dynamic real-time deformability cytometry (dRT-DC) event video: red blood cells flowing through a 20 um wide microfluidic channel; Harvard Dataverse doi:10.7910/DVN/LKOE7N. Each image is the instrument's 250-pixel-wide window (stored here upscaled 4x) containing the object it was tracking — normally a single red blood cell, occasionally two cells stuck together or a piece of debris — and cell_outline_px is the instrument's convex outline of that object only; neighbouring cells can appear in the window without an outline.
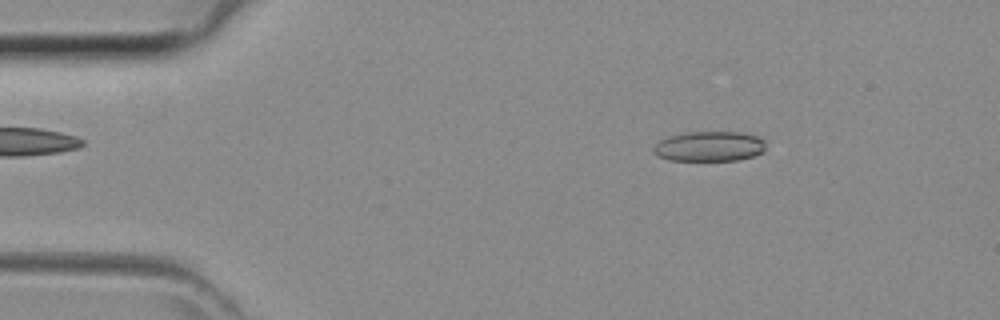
{"species": "common noctule bat (a hibernating species)", "species_latin": "Nyctalus noctula", "temperature_condition": "room temperature", "stored_images_in_passage": 42, "camera_frame_rate_fps": 3000, "um_per_image_px": 0.085, "animal": {"sex": "female", "body_mass_g": 29.2, "forearm_length_mm": 56.3}, "frame": {"image": 1, "passage_image": 6, "time_ms": 1.667, "image_size_px": [1000, 320], "cell_outline_px": [[764, 152], [756, 156], [736, 160], [668, 160], [652, 152], [652, 148], [660, 140], [668, 136], [688, 132], [740, 132], [756, 136], [764, 140]], "centroid_in_image_um": [60.3, 12.44], "position_along_channel_um": 24.7, "area_um2": 19.65}}
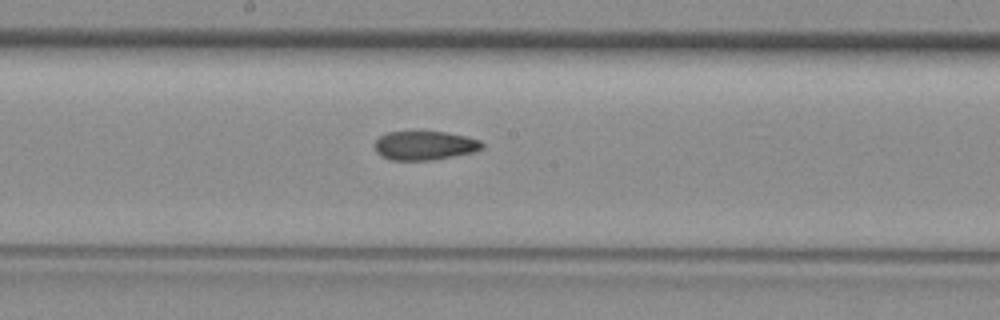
{"frame": {"image": 2, "passage_image": 22, "time_ms": 7.0, "image_size_px": [1000, 320], "cell_outline_px": [[484, 144], [480, 148], [472, 152], [432, 160], [388, 160], [380, 156], [376, 152], [376, 140], [380, 136], [388, 132], [444, 132], [464, 136], [480, 140]], "centroid_in_image_um": [36.05, 12.38], "position_along_channel_um": 212.1, "area_um2": 17.86}}
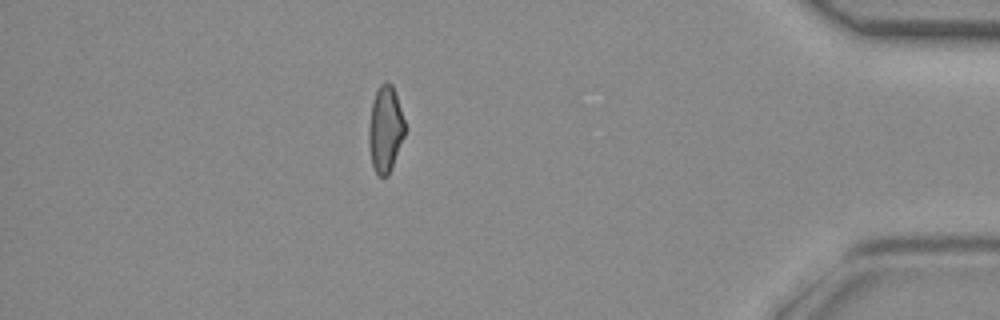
{"frame": {"image": 3, "passage_image": 37, "time_ms": 12.0, "image_size_px": [1000, 320], "cell_outline_px": [[404, 136], [392, 168], [388, 176], [380, 176], [376, 172], [372, 164], [368, 144], [368, 128], [372, 104], [376, 92], [380, 84], [384, 80], [388, 80], [392, 84], [404, 120]], "centroid_in_image_um": [32.74, 10.97], "position_along_channel_um": 402.5, "area_um2": 18.03}}